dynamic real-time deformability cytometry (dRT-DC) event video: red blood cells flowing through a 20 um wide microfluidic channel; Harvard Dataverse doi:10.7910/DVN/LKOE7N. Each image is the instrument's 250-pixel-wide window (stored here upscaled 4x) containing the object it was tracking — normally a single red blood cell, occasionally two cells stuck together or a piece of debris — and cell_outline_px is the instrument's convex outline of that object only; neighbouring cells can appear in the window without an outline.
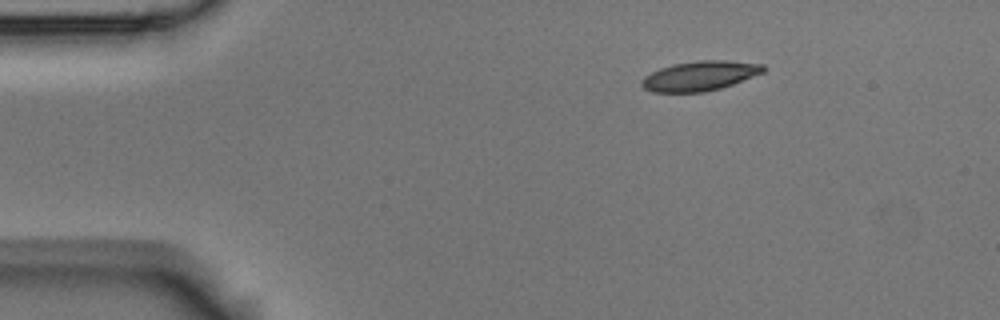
{"species": "Egyptian fruit bat (a non-hibernating species)", "species_latin": "Rousettus aegyptiacus", "temperature_condition": "room temperature", "stored_images_in_passage": 2, "camera_frame_rate_fps": 3000, "um_per_image_px": 0.085, "animal": {"sex": "male"}, "frame": {"image": 1, "passage_image": 1, "time_ms": 0.0, "image_size_px": [1000, 320], "cell_outline_px": [[768, 68], [764, 72], [732, 84], [720, 88], [704, 92], [652, 92], [644, 88], [640, 84], [640, 80], [644, 76], [660, 68], [672, 64], [700, 60], [724, 60], [764, 64]], "centroid_in_image_um": [59.48, 6.44], "position_along_channel_um": 25.5, "area_um2": 21.1}}